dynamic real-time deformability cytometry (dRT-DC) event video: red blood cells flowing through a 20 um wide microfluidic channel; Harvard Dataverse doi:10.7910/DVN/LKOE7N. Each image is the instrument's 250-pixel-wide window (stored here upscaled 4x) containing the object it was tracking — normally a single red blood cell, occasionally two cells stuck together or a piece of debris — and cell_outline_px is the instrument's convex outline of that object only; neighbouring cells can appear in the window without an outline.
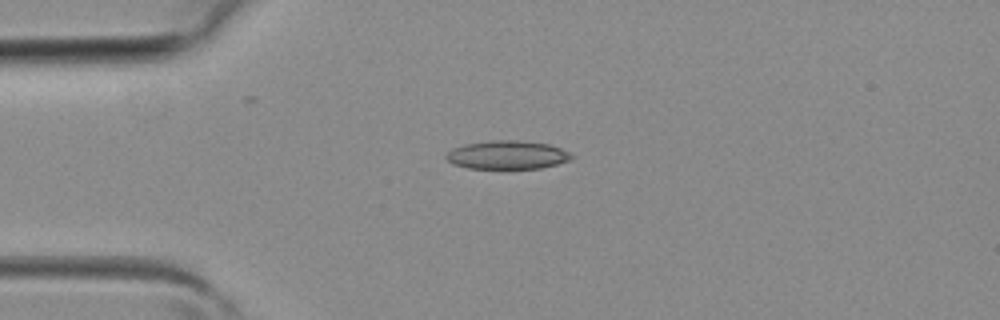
{"species": "common noctule bat (a hibernating species)", "species_latin": "Nyctalus noctula", "temperature_condition": "room temperature", "stored_images_in_passage": 2, "segment_of_instrument_passage": [1, 2], "camera_frame_rate_fps": 3000, "um_per_image_px": 0.085, "animal": {"sex": "female", "body_mass_g": 19.3, "forearm_length_mm": 54.1}, "frame": {"image": 1, "passage_image": 1, "time_ms": 0.0, "image_size_px": [1000, 320], "cell_outline_px": [[576, 156], [568, 160], [556, 164], [540, 168], [468, 168], [452, 164], [444, 156], [452, 148], [464, 144], [488, 140], [520, 140], [548, 144], [560, 148]], "centroid_in_image_um": [43.09, 13.15], "position_along_channel_um": 41.9, "area_um2": 20.81}}